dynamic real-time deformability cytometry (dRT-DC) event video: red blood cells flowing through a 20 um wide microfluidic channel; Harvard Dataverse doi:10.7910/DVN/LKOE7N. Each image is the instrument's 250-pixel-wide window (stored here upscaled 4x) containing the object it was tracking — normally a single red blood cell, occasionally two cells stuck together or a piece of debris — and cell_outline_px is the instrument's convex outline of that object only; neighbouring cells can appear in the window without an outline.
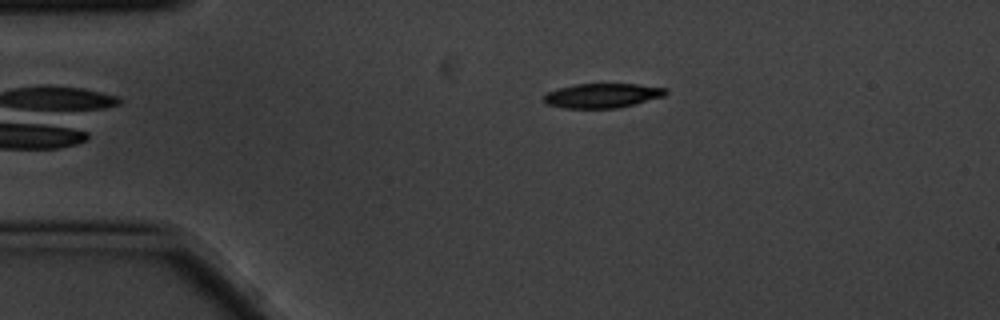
{"species": "common noctule bat (a hibernating species)", "species_latin": "Nyctalus noctula", "temperature_condition": "cold", "stored_images_in_passage": 5, "camera_frame_rate_fps": 3000, "um_per_image_px": 0.085, "animal": {"sex": "male", "body_mass_g": 20.1, "forearm_length_mm": 53.5}, "frame": {"image": 1, "passage_image": 5, "time_ms": 1.333, "image_size_px": [1000, 320], "cell_outline_px": [[668, 92], [664, 96], [616, 108], [564, 108], [548, 104], [544, 100], [544, 96], [548, 92], [560, 88], [576, 84], [636, 84], [668, 88]], "centroid_in_image_um": [51.22, 8.12], "position_along_channel_um": 33.8, "area_um2": 17.11}}